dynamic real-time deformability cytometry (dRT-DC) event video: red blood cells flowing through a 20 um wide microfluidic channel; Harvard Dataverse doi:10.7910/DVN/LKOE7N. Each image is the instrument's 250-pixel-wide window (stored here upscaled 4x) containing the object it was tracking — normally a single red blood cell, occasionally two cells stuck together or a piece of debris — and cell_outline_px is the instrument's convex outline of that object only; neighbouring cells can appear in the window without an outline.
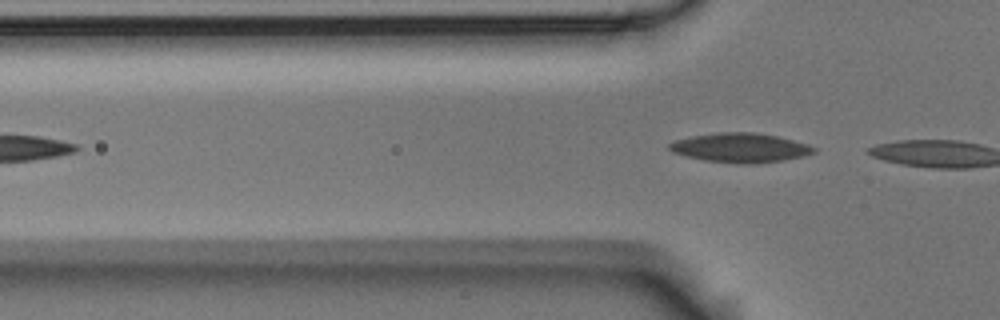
{"species": "Egyptian fruit bat (a non-hibernating species)", "species_latin": "Rousettus aegyptiacus", "temperature_condition": "room temperature", "stored_images_in_passage": 4, "camera_frame_rate_fps": 3000, "um_per_image_px": 0.085, "animal": {"sex": "male"}, "frame": {"image": 1, "passage_image": 4, "time_ms": 1.0, "image_size_px": [1000, 320], "cell_outline_px": [[816, 152], [804, 156], [784, 160], [752, 164], [740, 164], [704, 160], [672, 152], [668, 148], [668, 144], [676, 140], [692, 136], [716, 132], [756, 132], [776, 136], [808, 144], [816, 148]], "centroid_in_image_um": [62.94, 12.56], "position_along_channel_um": 62.9, "area_um2": 24.68}}